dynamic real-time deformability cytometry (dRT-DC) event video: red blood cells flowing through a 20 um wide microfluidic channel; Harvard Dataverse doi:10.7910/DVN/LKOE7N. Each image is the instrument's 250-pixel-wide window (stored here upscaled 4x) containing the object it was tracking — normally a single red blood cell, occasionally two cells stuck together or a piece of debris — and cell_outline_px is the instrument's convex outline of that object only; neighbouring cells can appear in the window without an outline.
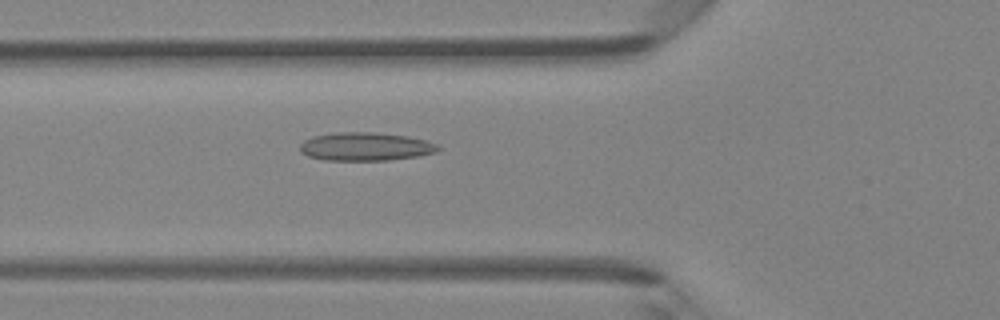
{"species": "Egyptian fruit bat (a non-hibernating species)", "species_latin": "Rousettus aegyptiacus", "temperature_condition": "room temperature", "stored_images_in_passage": 47, "camera_frame_rate_fps": 3000, "um_per_image_px": 0.085, "animal": {"sex": "female"}, "frame": {"image": 1, "passage_image": 17, "time_ms": 5.333, "image_size_px": [1000, 320], "cell_outline_px": [[440, 148], [436, 152], [416, 156], [388, 160], [324, 160], [308, 156], [300, 152], [300, 144], [304, 140], [312, 136], [336, 132], [372, 132], [408, 136], [424, 140], [436, 144]], "centroid_in_image_um": [31.02, 12.45], "position_along_channel_um": 94.8, "area_um2": 22.72}}
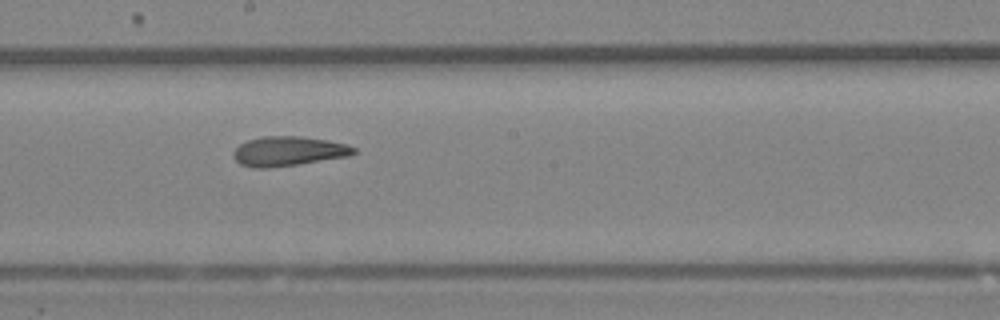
{"frame": {"image": 2, "passage_image": 26, "time_ms": 8.333, "image_size_px": [1000, 320], "cell_outline_px": [[356, 152], [348, 156], [296, 164], [268, 168], [256, 168], [240, 164], [232, 156], [232, 152], [240, 144], [248, 140], [264, 136], [300, 136], [328, 140], [348, 144], [356, 148]], "centroid_in_image_um": [24.5, 12.84], "position_along_channel_um": 223.7, "area_um2": 20.63}}
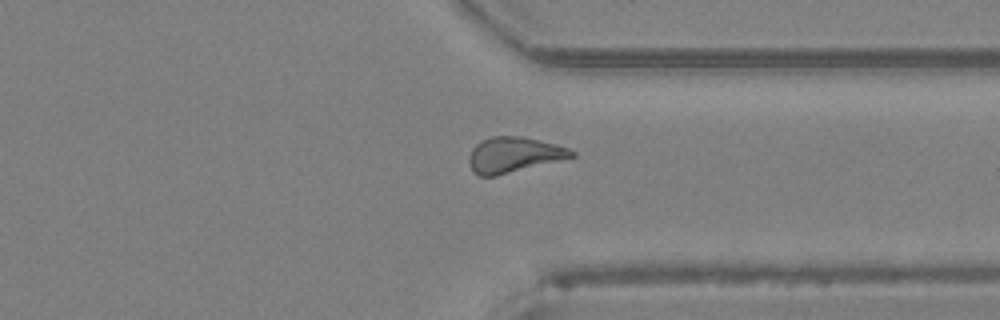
{"frame": {"image": 3, "passage_image": 36, "time_ms": 11.667, "image_size_px": [1000, 320], "cell_outline_px": [[576, 156], [496, 176], [480, 176], [472, 172], [468, 164], [468, 156], [472, 148], [480, 140], [492, 136], [520, 136], [556, 144], [568, 148], [576, 152]], "centroid_in_image_um": [43.62, 13.16], "position_along_channel_um": 367.8, "area_um2": 21.27}, "authors_computed_cell_mechanics": {"area_um2": 21.097, "velocity_mm_per_s": 4.3146, "shape_relaxation_time_tau1_ms": null, "shape_relaxation_time_tau2_ms": 3.276, "deformation_change_tau1": null, "deformation_change_tau2": 0.1078}}